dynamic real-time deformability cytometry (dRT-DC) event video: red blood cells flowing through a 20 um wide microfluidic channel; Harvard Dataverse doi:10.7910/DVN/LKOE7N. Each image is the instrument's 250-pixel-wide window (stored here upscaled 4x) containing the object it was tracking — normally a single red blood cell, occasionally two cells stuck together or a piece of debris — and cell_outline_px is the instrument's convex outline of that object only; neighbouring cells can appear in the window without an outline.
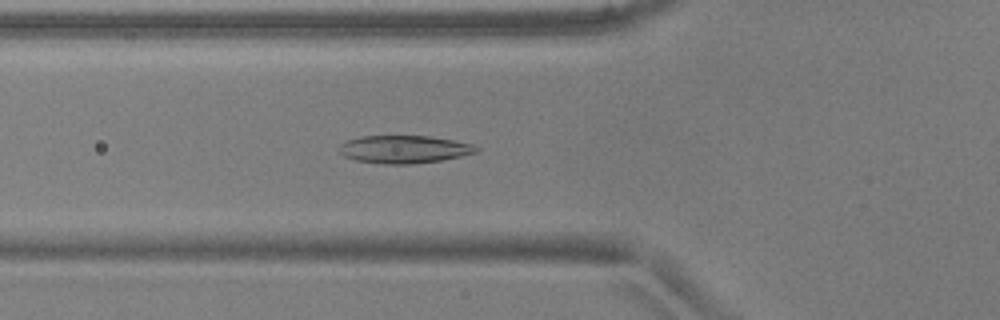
{"species": "common noctule bat (a hibernating species)", "species_latin": "Nyctalus noctula", "temperature_condition": "warm", "stored_images_in_passage": 49, "camera_frame_rate_fps": 3000, "um_per_image_px": 0.085, "animal": {"sex": "male", "body_mass_g": 17.9, "forearm_length_mm": 54.2}, "frame": {"image": 1, "passage_image": 18, "time_ms": 5.667, "image_size_px": [1000, 320], "cell_outline_px": [[480, 152], [440, 160], [408, 164], [384, 164], [356, 160], [344, 156], [336, 148], [340, 144], [348, 140], [360, 136], [428, 136], [452, 140], [472, 144], [480, 148]], "centroid_in_image_um": [34.33, 12.69], "position_along_channel_um": 91.5, "area_um2": 22.14}}
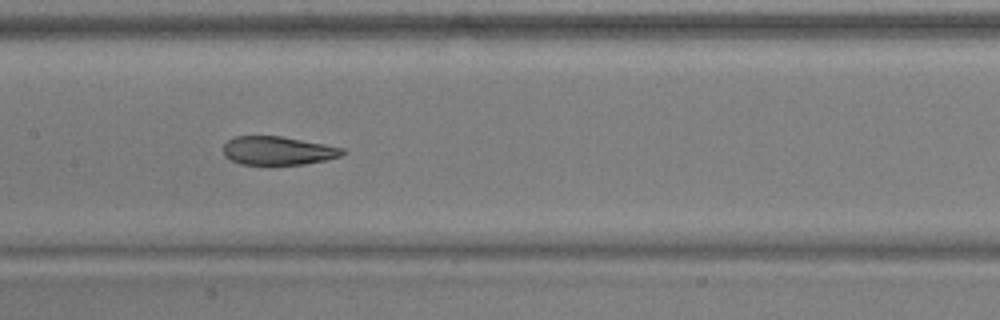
{"frame": {"image": 2, "passage_image": 25, "time_ms": 8.0, "image_size_px": [1000, 320], "cell_outline_px": [[344, 152], [340, 156], [324, 160], [304, 164], [240, 164], [224, 156], [224, 144], [228, 140], [236, 136], [280, 136], [324, 144], [344, 148]], "centroid_in_image_um": [23.6, 12.8], "position_along_channel_um": 183.8, "area_um2": 19.54}}
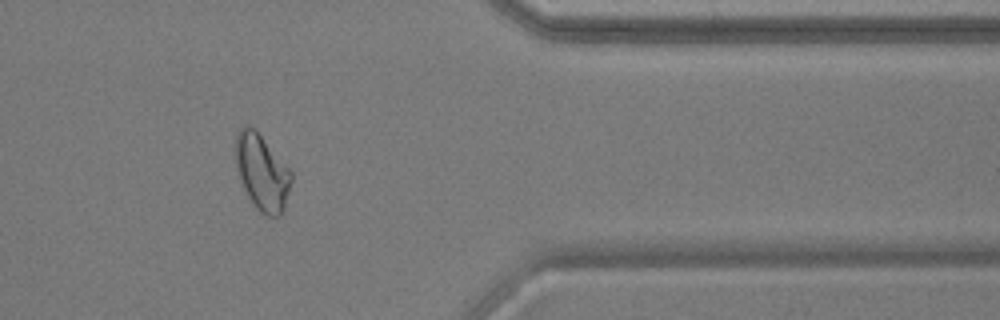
{"frame": {"image": 3, "passage_image": 42, "time_ms": 13.667, "image_size_px": [1000, 320], "cell_outline_px": [[292, 180], [284, 208], [280, 216], [268, 216], [260, 212], [256, 208], [248, 196], [240, 180], [236, 168], [236, 132], [240, 128], [248, 124], [256, 128], [292, 172]], "centroid_in_image_um": [22.26, 14.61], "position_along_channel_um": 389.1, "area_um2": 24.74}, "authors_computed_cell_mechanics": {"area_um2": 22.1952, "velocity_mm_per_s": 3.9205, "shape_relaxation_time_tau1_ms": null, "shape_relaxation_time_tau2_ms": 1.7304, "deformation_change_tau1": null, "deformation_change_tau2": 0.0786}}